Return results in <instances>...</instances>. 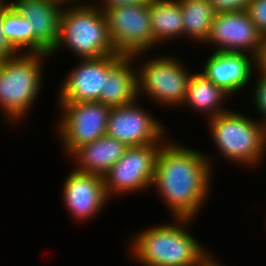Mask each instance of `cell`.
I'll return each instance as SVG.
<instances>
[{
  "label": "cell",
  "mask_w": 266,
  "mask_h": 266,
  "mask_svg": "<svg viewBox=\"0 0 266 266\" xmlns=\"http://www.w3.org/2000/svg\"><path fill=\"white\" fill-rule=\"evenodd\" d=\"M128 146L107 135L76 148L75 156L79 167L76 171L104 176L122 157Z\"/></svg>",
  "instance_id": "2e32d148"
},
{
  "label": "cell",
  "mask_w": 266,
  "mask_h": 266,
  "mask_svg": "<svg viewBox=\"0 0 266 266\" xmlns=\"http://www.w3.org/2000/svg\"><path fill=\"white\" fill-rule=\"evenodd\" d=\"M149 11L153 40L156 44L183 35V14L179 0H151Z\"/></svg>",
  "instance_id": "ac0fdd59"
},
{
  "label": "cell",
  "mask_w": 266,
  "mask_h": 266,
  "mask_svg": "<svg viewBox=\"0 0 266 266\" xmlns=\"http://www.w3.org/2000/svg\"><path fill=\"white\" fill-rule=\"evenodd\" d=\"M262 43H266V32L263 34V42Z\"/></svg>",
  "instance_id": "f546056e"
},
{
  "label": "cell",
  "mask_w": 266,
  "mask_h": 266,
  "mask_svg": "<svg viewBox=\"0 0 266 266\" xmlns=\"http://www.w3.org/2000/svg\"><path fill=\"white\" fill-rule=\"evenodd\" d=\"M164 143L157 154L152 185L161 193L175 220L193 219L210 187V160L178 143Z\"/></svg>",
  "instance_id": "6da1fadb"
},
{
  "label": "cell",
  "mask_w": 266,
  "mask_h": 266,
  "mask_svg": "<svg viewBox=\"0 0 266 266\" xmlns=\"http://www.w3.org/2000/svg\"><path fill=\"white\" fill-rule=\"evenodd\" d=\"M210 257L211 256L209 255L199 266H223Z\"/></svg>",
  "instance_id": "83f0119b"
},
{
  "label": "cell",
  "mask_w": 266,
  "mask_h": 266,
  "mask_svg": "<svg viewBox=\"0 0 266 266\" xmlns=\"http://www.w3.org/2000/svg\"><path fill=\"white\" fill-rule=\"evenodd\" d=\"M183 14L184 35L206 42L216 10L208 0H179Z\"/></svg>",
  "instance_id": "ffe728a7"
},
{
  "label": "cell",
  "mask_w": 266,
  "mask_h": 266,
  "mask_svg": "<svg viewBox=\"0 0 266 266\" xmlns=\"http://www.w3.org/2000/svg\"><path fill=\"white\" fill-rule=\"evenodd\" d=\"M246 11L257 30L263 35L266 32V0H250Z\"/></svg>",
  "instance_id": "7402d4cb"
},
{
  "label": "cell",
  "mask_w": 266,
  "mask_h": 266,
  "mask_svg": "<svg viewBox=\"0 0 266 266\" xmlns=\"http://www.w3.org/2000/svg\"><path fill=\"white\" fill-rule=\"evenodd\" d=\"M122 57L119 54L99 58L81 59L60 89L59 102L98 101L104 89V77L108 70Z\"/></svg>",
  "instance_id": "7c38bea8"
},
{
  "label": "cell",
  "mask_w": 266,
  "mask_h": 266,
  "mask_svg": "<svg viewBox=\"0 0 266 266\" xmlns=\"http://www.w3.org/2000/svg\"><path fill=\"white\" fill-rule=\"evenodd\" d=\"M190 76L191 73L170 56L150 59L137 73L138 95L139 91L146 92L156 102L168 106L183 104Z\"/></svg>",
  "instance_id": "9c48e42d"
},
{
  "label": "cell",
  "mask_w": 266,
  "mask_h": 266,
  "mask_svg": "<svg viewBox=\"0 0 266 266\" xmlns=\"http://www.w3.org/2000/svg\"><path fill=\"white\" fill-rule=\"evenodd\" d=\"M255 66L260 71L259 75L266 77V43H262L255 57Z\"/></svg>",
  "instance_id": "4316f807"
},
{
  "label": "cell",
  "mask_w": 266,
  "mask_h": 266,
  "mask_svg": "<svg viewBox=\"0 0 266 266\" xmlns=\"http://www.w3.org/2000/svg\"><path fill=\"white\" fill-rule=\"evenodd\" d=\"M19 55L17 53L0 63V106L7 116L5 122L10 123L21 119L30 110L42 82V60L48 57L42 53Z\"/></svg>",
  "instance_id": "277c9868"
},
{
  "label": "cell",
  "mask_w": 266,
  "mask_h": 266,
  "mask_svg": "<svg viewBox=\"0 0 266 266\" xmlns=\"http://www.w3.org/2000/svg\"><path fill=\"white\" fill-rule=\"evenodd\" d=\"M63 198L75 219L91 218L107 204L104 178L97 174L83 173L75 169L68 175L63 187Z\"/></svg>",
  "instance_id": "5bb4252c"
},
{
  "label": "cell",
  "mask_w": 266,
  "mask_h": 266,
  "mask_svg": "<svg viewBox=\"0 0 266 266\" xmlns=\"http://www.w3.org/2000/svg\"><path fill=\"white\" fill-rule=\"evenodd\" d=\"M208 121L215 145L226 159L248 165L262 160L266 151V121L256 122L230 110Z\"/></svg>",
  "instance_id": "5b68a950"
},
{
  "label": "cell",
  "mask_w": 266,
  "mask_h": 266,
  "mask_svg": "<svg viewBox=\"0 0 266 266\" xmlns=\"http://www.w3.org/2000/svg\"><path fill=\"white\" fill-rule=\"evenodd\" d=\"M162 143L128 147L123 157L103 176L105 192L130 193L152 186L155 163Z\"/></svg>",
  "instance_id": "52a82bcc"
},
{
  "label": "cell",
  "mask_w": 266,
  "mask_h": 266,
  "mask_svg": "<svg viewBox=\"0 0 266 266\" xmlns=\"http://www.w3.org/2000/svg\"><path fill=\"white\" fill-rule=\"evenodd\" d=\"M102 5L100 9L104 11L108 8L128 6V5H149L151 0H101Z\"/></svg>",
  "instance_id": "484cf974"
},
{
  "label": "cell",
  "mask_w": 266,
  "mask_h": 266,
  "mask_svg": "<svg viewBox=\"0 0 266 266\" xmlns=\"http://www.w3.org/2000/svg\"><path fill=\"white\" fill-rule=\"evenodd\" d=\"M206 42L218 45V52L250 53L256 57L263 42L246 10L219 11L215 13Z\"/></svg>",
  "instance_id": "30bf717a"
},
{
  "label": "cell",
  "mask_w": 266,
  "mask_h": 266,
  "mask_svg": "<svg viewBox=\"0 0 266 266\" xmlns=\"http://www.w3.org/2000/svg\"><path fill=\"white\" fill-rule=\"evenodd\" d=\"M136 104L111 107L106 135L128 147L161 142L163 126Z\"/></svg>",
  "instance_id": "8fae6325"
},
{
  "label": "cell",
  "mask_w": 266,
  "mask_h": 266,
  "mask_svg": "<svg viewBox=\"0 0 266 266\" xmlns=\"http://www.w3.org/2000/svg\"><path fill=\"white\" fill-rule=\"evenodd\" d=\"M226 95L229 96L227 92L216 86L203 73L191 74L183 103L201 112H209L208 116L212 118L229 111L219 106Z\"/></svg>",
  "instance_id": "d6986e66"
},
{
  "label": "cell",
  "mask_w": 266,
  "mask_h": 266,
  "mask_svg": "<svg viewBox=\"0 0 266 266\" xmlns=\"http://www.w3.org/2000/svg\"><path fill=\"white\" fill-rule=\"evenodd\" d=\"M60 104L65 112L58 125V134L68 153L106 135L110 106L98 101Z\"/></svg>",
  "instance_id": "ba28073f"
},
{
  "label": "cell",
  "mask_w": 266,
  "mask_h": 266,
  "mask_svg": "<svg viewBox=\"0 0 266 266\" xmlns=\"http://www.w3.org/2000/svg\"><path fill=\"white\" fill-rule=\"evenodd\" d=\"M256 89L254 90V101L256 108L259 110L260 115L262 114L263 120L266 121V77L260 76L257 79Z\"/></svg>",
  "instance_id": "603a6c76"
},
{
  "label": "cell",
  "mask_w": 266,
  "mask_h": 266,
  "mask_svg": "<svg viewBox=\"0 0 266 266\" xmlns=\"http://www.w3.org/2000/svg\"><path fill=\"white\" fill-rule=\"evenodd\" d=\"M3 15H4V3L0 5V63L17 53L8 44L7 40L5 39L3 29H2Z\"/></svg>",
  "instance_id": "d4e9b609"
},
{
  "label": "cell",
  "mask_w": 266,
  "mask_h": 266,
  "mask_svg": "<svg viewBox=\"0 0 266 266\" xmlns=\"http://www.w3.org/2000/svg\"><path fill=\"white\" fill-rule=\"evenodd\" d=\"M216 10L219 11H238L246 10L250 0H208Z\"/></svg>",
  "instance_id": "cb8c5ba5"
},
{
  "label": "cell",
  "mask_w": 266,
  "mask_h": 266,
  "mask_svg": "<svg viewBox=\"0 0 266 266\" xmlns=\"http://www.w3.org/2000/svg\"><path fill=\"white\" fill-rule=\"evenodd\" d=\"M133 56H122L104 77V89L99 102L110 107L124 106L136 101L138 97L137 72L131 63Z\"/></svg>",
  "instance_id": "e0dca14e"
},
{
  "label": "cell",
  "mask_w": 266,
  "mask_h": 266,
  "mask_svg": "<svg viewBox=\"0 0 266 266\" xmlns=\"http://www.w3.org/2000/svg\"><path fill=\"white\" fill-rule=\"evenodd\" d=\"M2 3H6L5 0H0V5H1Z\"/></svg>",
  "instance_id": "4dcf8cb0"
},
{
  "label": "cell",
  "mask_w": 266,
  "mask_h": 266,
  "mask_svg": "<svg viewBox=\"0 0 266 266\" xmlns=\"http://www.w3.org/2000/svg\"><path fill=\"white\" fill-rule=\"evenodd\" d=\"M248 56L246 52L215 51L206 60L202 73L230 96L245 87L253 75L255 57Z\"/></svg>",
  "instance_id": "9a60e30c"
},
{
  "label": "cell",
  "mask_w": 266,
  "mask_h": 266,
  "mask_svg": "<svg viewBox=\"0 0 266 266\" xmlns=\"http://www.w3.org/2000/svg\"><path fill=\"white\" fill-rule=\"evenodd\" d=\"M190 220L177 218L175 224L141 232L133 238L132 255L145 266H199L209 253L186 231L184 226Z\"/></svg>",
  "instance_id": "7a4b0ae2"
},
{
  "label": "cell",
  "mask_w": 266,
  "mask_h": 266,
  "mask_svg": "<svg viewBox=\"0 0 266 266\" xmlns=\"http://www.w3.org/2000/svg\"><path fill=\"white\" fill-rule=\"evenodd\" d=\"M103 12L116 54L135 58L158 45L153 40L149 5H126Z\"/></svg>",
  "instance_id": "8992f818"
},
{
  "label": "cell",
  "mask_w": 266,
  "mask_h": 266,
  "mask_svg": "<svg viewBox=\"0 0 266 266\" xmlns=\"http://www.w3.org/2000/svg\"><path fill=\"white\" fill-rule=\"evenodd\" d=\"M9 5L31 23L34 53L49 54L59 38L60 17L63 10L61 5L64 4L54 0H15Z\"/></svg>",
  "instance_id": "4fadbf2b"
},
{
  "label": "cell",
  "mask_w": 266,
  "mask_h": 266,
  "mask_svg": "<svg viewBox=\"0 0 266 266\" xmlns=\"http://www.w3.org/2000/svg\"><path fill=\"white\" fill-rule=\"evenodd\" d=\"M2 29L8 44L17 53L23 48L28 49L27 53H34V34L31 23L8 3H4Z\"/></svg>",
  "instance_id": "44dd1931"
},
{
  "label": "cell",
  "mask_w": 266,
  "mask_h": 266,
  "mask_svg": "<svg viewBox=\"0 0 266 266\" xmlns=\"http://www.w3.org/2000/svg\"><path fill=\"white\" fill-rule=\"evenodd\" d=\"M54 1H57V2H60V3H62V4H68L67 2H71V1H73L74 2V0H54ZM67 1V2H66ZM65 2V3H64Z\"/></svg>",
  "instance_id": "f1b7e54d"
},
{
  "label": "cell",
  "mask_w": 266,
  "mask_h": 266,
  "mask_svg": "<svg viewBox=\"0 0 266 266\" xmlns=\"http://www.w3.org/2000/svg\"><path fill=\"white\" fill-rule=\"evenodd\" d=\"M92 5L83 3L63 8L59 38L49 55H53L63 44L80 59L116 54L109 38L105 14L99 7Z\"/></svg>",
  "instance_id": "3957f363"
}]
</instances>
